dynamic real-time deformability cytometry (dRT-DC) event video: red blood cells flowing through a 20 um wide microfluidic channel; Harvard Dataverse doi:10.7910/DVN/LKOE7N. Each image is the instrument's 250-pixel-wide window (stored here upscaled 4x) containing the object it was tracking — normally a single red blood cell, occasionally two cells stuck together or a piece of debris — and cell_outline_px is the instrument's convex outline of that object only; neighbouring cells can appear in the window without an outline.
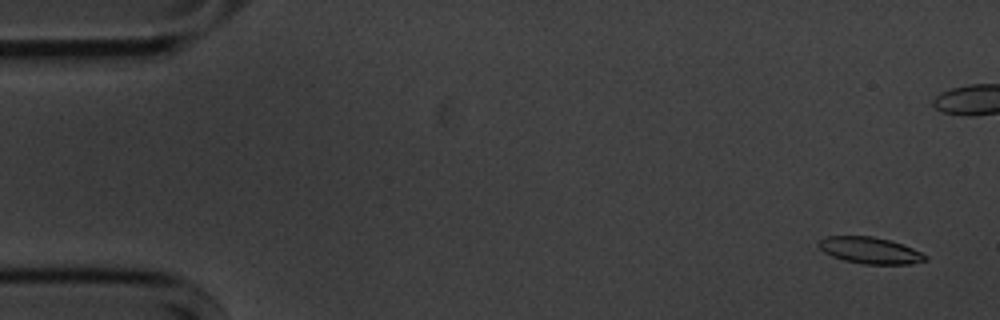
{"species": "common noctule bat (a hibernating species)", "species_latin": "Nyctalus noctula", "temperature_condition": "cold", "stored_images_in_passage": 57, "camera_frame_rate_fps": 3000, "um_per_image_px": 0.085, "animal": {"sex": "male", "body_mass_g": 20.1, "forearm_length_mm": 53.5}, "frame": {"image": 1, "passage_image": 3, "time_ms": 0.667, "image_size_px": [1000, 320], "cell_outline_px": [[928, 260], [912, 264], [864, 264], [844, 260], [832, 256], [824, 252], [816, 244], [824, 236], [872, 236], [888, 240], [912, 248], [928, 256]], "centroid_in_image_um": [73.94, 21.29], "position_along_channel_um": 11.1, "area_um2": 16.42}}
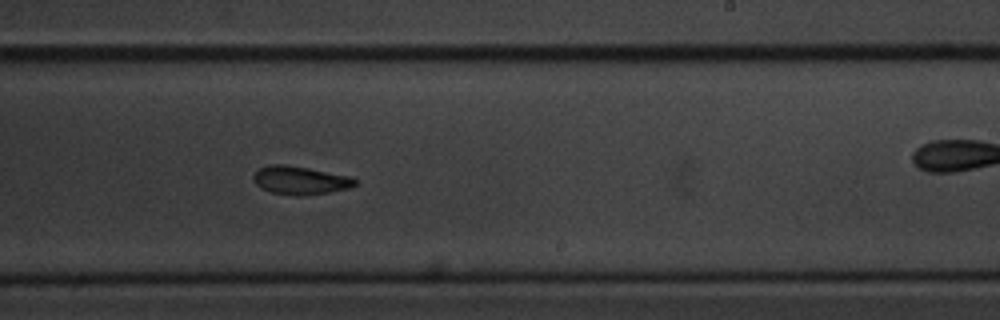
{"frame": {"image": 2, "passage_image": 34, "time_ms": 11.0, "image_size_px": [1000, 320], "cell_outline_px": [[356, 184], [348, 188], [328, 192], [300, 196], [296, 196], [272, 192], [256, 184], [252, 176], [260, 168], [268, 164], [284, 164], [308, 168], [352, 176], [356, 180]], "centroid_in_image_um": [25.52, 15.31], "position_along_channel_um": 263.5, "area_um2": 16.59}}
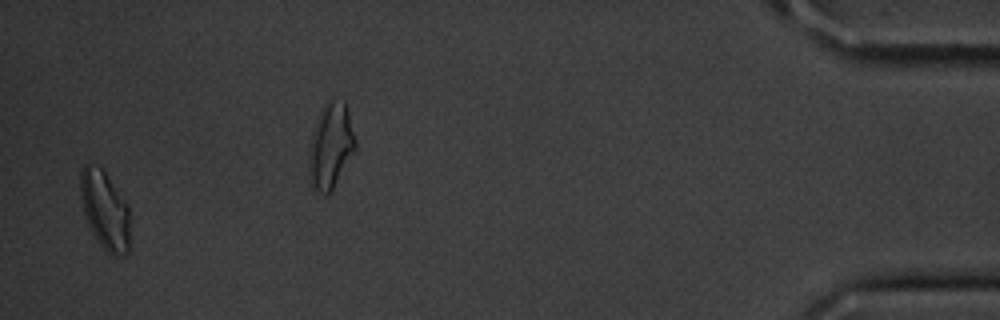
{"frame": {"image": 3, "passage_image": 55, "time_ms": 18.0, "image_size_px": [1000, 320], "cell_outline_px": [[128, 252], [124, 256], [112, 256], [96, 240], [88, 224], [84, 212], [80, 196], [80, 168], [84, 164], [88, 164], [100, 168], [108, 176], [128, 204]], "centroid_in_image_um": [8.9, 17.86], "position_along_channel_um": 426.3, "area_um2": 22.48}, "authors_computed_cell_mechanics": {"area_um2": 17.2822, "velocity_mm_per_s": 3.5768, "shape_relaxation_time_tau1_ms": 2.9649, "shape_relaxation_time_tau2_ms": 3.4396, "deformation_change_tau1": 0.1296, "deformation_change_tau2": 0.0912}}